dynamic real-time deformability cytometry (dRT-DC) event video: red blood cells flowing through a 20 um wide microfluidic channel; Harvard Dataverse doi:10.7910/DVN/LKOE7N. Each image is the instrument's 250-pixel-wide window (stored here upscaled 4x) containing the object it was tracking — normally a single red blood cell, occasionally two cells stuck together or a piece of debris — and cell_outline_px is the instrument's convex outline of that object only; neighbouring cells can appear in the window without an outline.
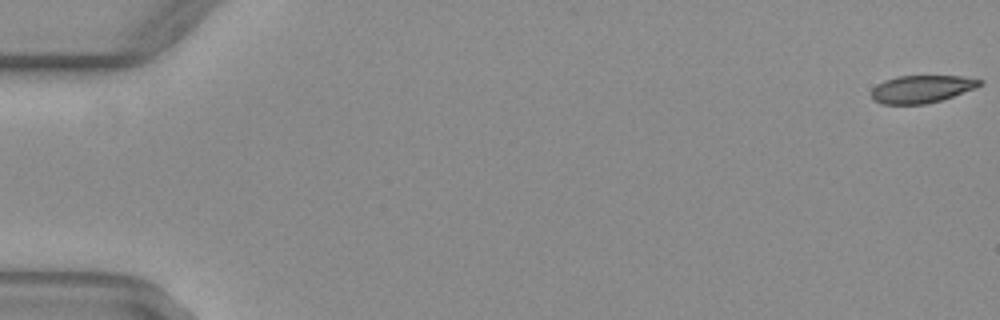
{"species": "common noctule bat (a hibernating species)", "species_latin": "Nyctalus noctula", "temperature_condition": "warm", "stored_images_in_passage": 52, "camera_frame_rate_fps": 3000, "um_per_image_px": 0.085, "animal": {"sex": "female", "body_mass_g": 29.2, "forearm_length_mm": 56.3}, "frame": {"image": 1, "passage_image": 1, "time_ms": 0.0, "image_size_px": [1000, 320], "cell_outline_px": [[984, 84], [976, 88], [940, 100], [924, 104], [880, 104], [872, 100], [872, 88], [876, 84], [884, 80], [896, 76], [960, 76], [984, 80]], "centroid_in_image_um": [78.33, 7.56], "position_along_channel_um": 6.7, "area_um2": 17.51}}
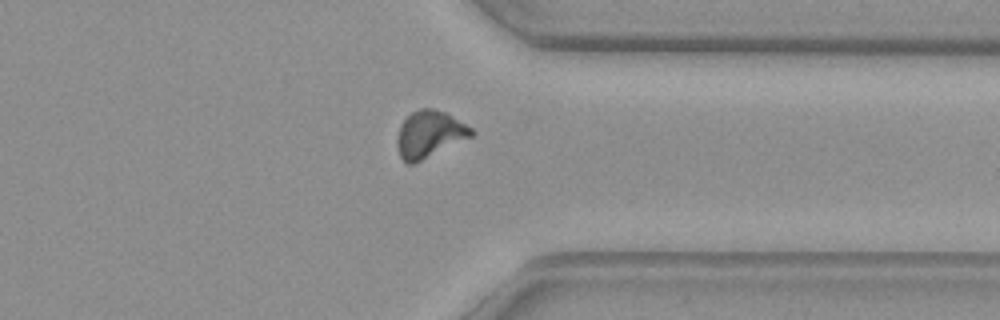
{"frame": {"image": 2, "passage_image": 41, "time_ms": 13.333, "image_size_px": [1000, 320], "cell_outline_px": [[476, 132], [472, 136], [412, 164], [408, 164], [400, 156], [396, 140], [400, 124], [412, 112], [420, 108], [432, 108], [444, 112], [452, 116], [472, 128]], "centroid_in_image_um": [36.49, 11.39], "position_along_channel_um": 374.9, "area_um2": 19.88}}
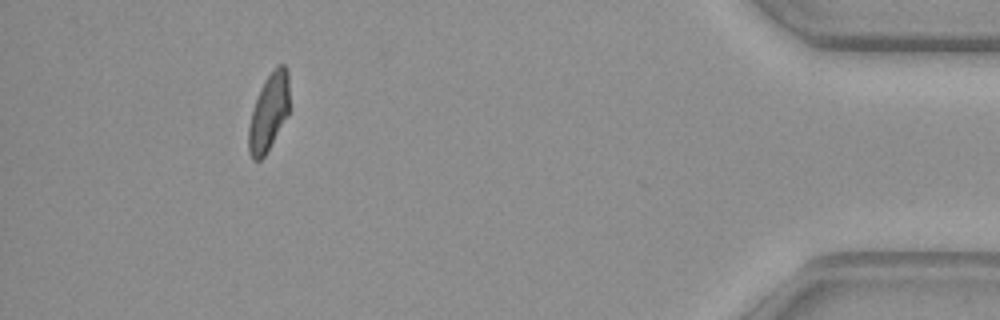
{"frame": {"image": 3, "passage_image": 48, "time_ms": 15.667, "image_size_px": [1000, 320], "cell_outline_px": [[288, 116], [264, 156], [260, 160], [252, 160], [248, 152], [248, 128], [252, 112], [260, 88], [276, 64], [284, 64], [288, 68]], "centroid_in_image_um": [22.84, 9.54], "position_along_channel_um": 412.4, "area_um2": 18.26}, "authors_computed_cell_mechanics": {"area_um2": 19.2763, "velocity_mm_per_s": 4.0911, "shape_relaxation_time_tau1_ms": null, "shape_relaxation_time_tau2_ms": 2.5428, "deformation_change_tau1": null, "deformation_change_tau2": 0.0874}}